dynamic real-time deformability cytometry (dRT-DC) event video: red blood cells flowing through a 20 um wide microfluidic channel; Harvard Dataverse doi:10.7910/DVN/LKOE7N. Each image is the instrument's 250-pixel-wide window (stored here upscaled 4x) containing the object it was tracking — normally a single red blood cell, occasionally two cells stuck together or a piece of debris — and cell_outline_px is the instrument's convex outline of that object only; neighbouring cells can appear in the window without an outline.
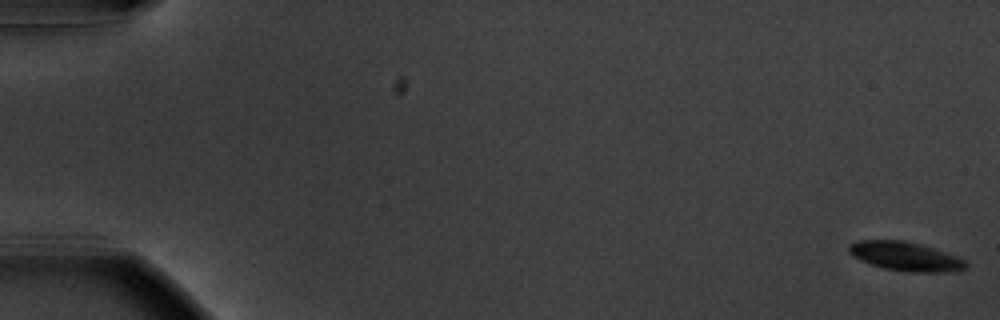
{"species": "common noctule bat (a hibernating species)", "species_latin": "Nyctalus noctula", "temperature_condition": "warm", "stored_images_in_passage": 57, "camera_frame_rate_fps": 3000, "um_per_image_px": 0.085, "animal": {"sex": "male", "body_mass_g": 20.1, "forearm_length_mm": 53.5}, "frame": {"image": 1, "passage_image": 1, "time_ms": 0.0, "image_size_px": [1000, 320], "cell_outline_px": [[968, 264], [964, 268], [956, 272], [912, 272], [884, 268], [860, 260], [852, 256], [848, 252], [848, 244], [860, 240], [904, 240], [920, 244], [956, 256], [964, 260]], "centroid_in_image_um": [76.94, 21.79], "position_along_channel_um": 8.1, "area_um2": 19.65}}
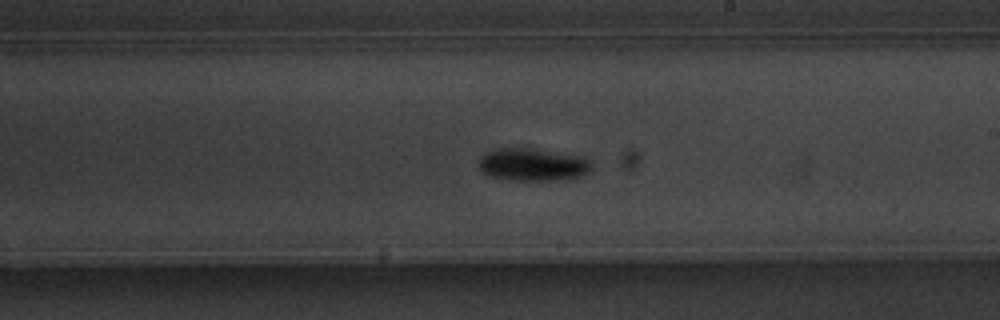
{"frame": {"image": 2, "passage_image": 34, "time_ms": 11.0, "image_size_px": [1000, 320], "cell_outline_px": [[592, 172], [576, 180], [512, 180], [492, 176], [480, 172], [480, 156], [484, 152], [496, 148], [520, 148], [584, 156], [592, 160]], "centroid_in_image_um": [45.37, 14.01], "position_along_channel_um": 243.6, "area_um2": 21.85}}
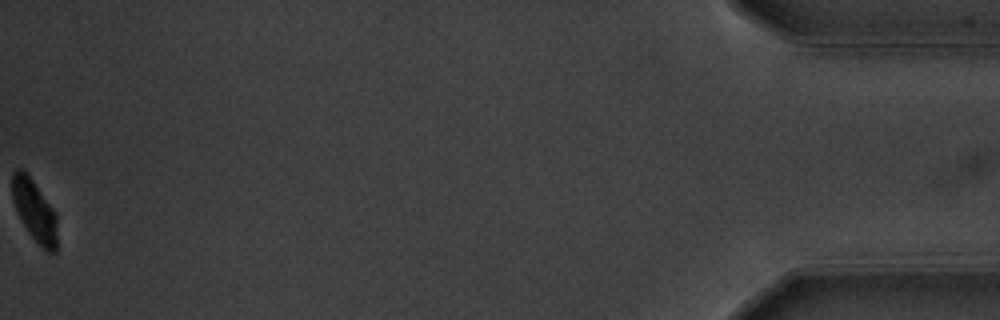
{"frame": {"image": 3, "passage_image": 57, "time_ms": 18.667, "image_size_px": [1000, 320], "cell_outline_px": [[56, 252], [48, 252], [28, 232], [16, 212], [12, 200], [12, 172], [16, 168], [24, 168], [28, 172], [52, 208], [56, 216]], "centroid_in_image_um": [2.89, 17.82], "position_along_channel_um": 432.3, "area_um2": 16.13}, "authors_computed_cell_mechanics": {"area_um2": 20.2878, "velocity_mm_per_s": 3.6431, "shape_relaxation_time_tau1_ms": 1.9825, "shape_relaxation_time_tau2_ms": null, "deformation_change_tau1": 0.0988, "deformation_change_tau2": null}}